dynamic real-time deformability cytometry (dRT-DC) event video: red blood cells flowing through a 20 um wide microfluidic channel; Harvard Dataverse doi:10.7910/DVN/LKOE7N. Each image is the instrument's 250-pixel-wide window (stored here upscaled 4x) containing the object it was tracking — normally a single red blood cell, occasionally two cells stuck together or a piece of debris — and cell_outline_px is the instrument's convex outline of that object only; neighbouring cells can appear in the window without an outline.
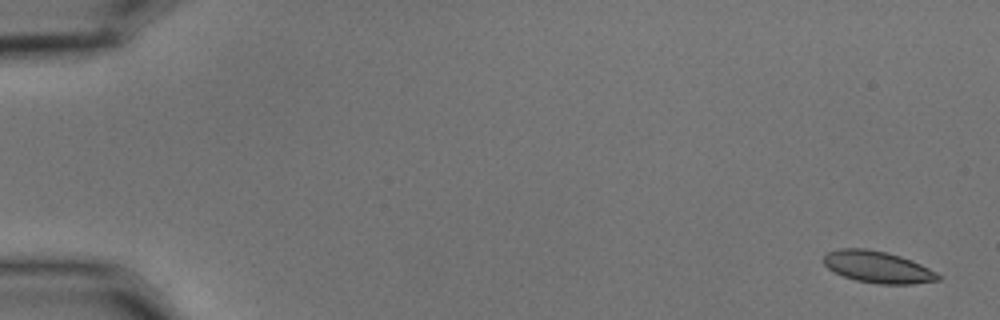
{"species": "common noctule bat (a hibernating species)", "species_latin": "Nyctalus noctula", "temperature_condition": "cold", "stored_images_in_passage": 56, "camera_frame_rate_fps": 3000, "um_per_image_px": 0.085, "animal": {"sex": "male", "body_mass_g": 15.6}, "frame": {"image": 1, "passage_image": 1, "time_ms": 0.0, "image_size_px": [1000, 320], "cell_outline_px": [[940, 280], [912, 284], [880, 284], [856, 280], [844, 276], [828, 268], [824, 264], [824, 256], [828, 252], [840, 248], [868, 248], [900, 256], [912, 260], [936, 272], [940, 276]], "centroid_in_image_um": [74.61, 22.69], "position_along_channel_um": 10.4, "area_um2": 20.98}}
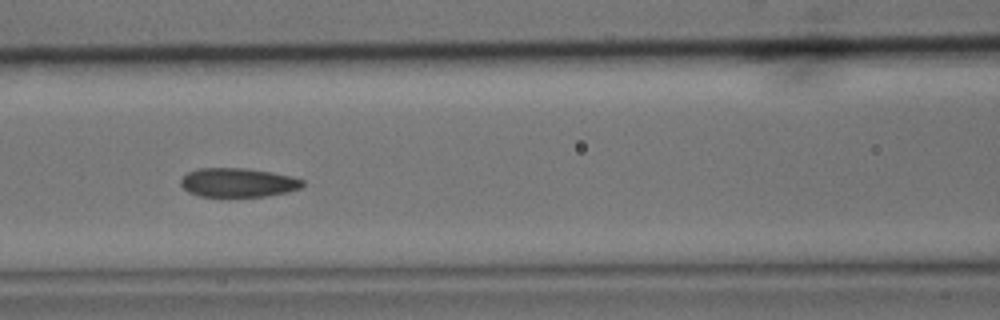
{"frame": {"image": 2, "passage_image": 25, "time_ms": 8.0, "image_size_px": [1000, 320], "cell_outline_px": [[304, 184], [300, 188], [288, 192], [264, 196], [200, 196], [188, 192], [180, 184], [180, 180], [188, 172], [196, 168], [248, 168], [272, 172], [292, 176], [304, 180]], "centroid_in_image_um": [20.24, 15.5], "position_along_channel_um": 146.4, "area_um2": 20.63}}
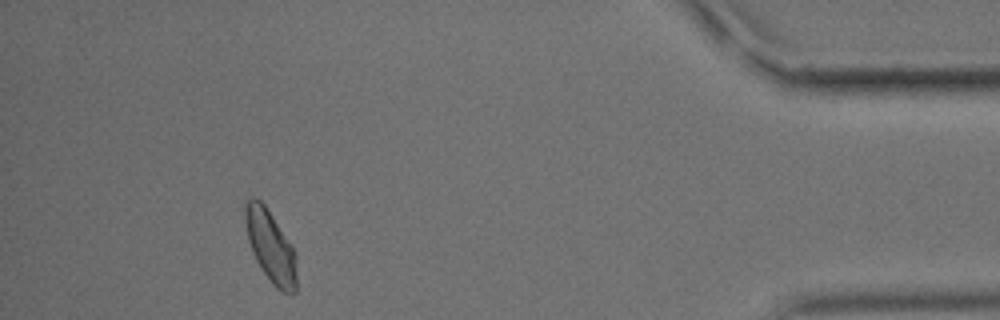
{"frame": {"image": 3, "passage_image": 52, "time_ms": 17.0, "image_size_px": [1000, 320], "cell_outline_px": [[296, 292], [292, 296], [288, 296], [280, 292], [272, 284], [256, 260], [252, 252], [248, 240], [244, 220], [244, 200], [252, 196], [256, 196], [264, 204], [292, 244], [296, 256]], "centroid_in_image_um": [22.99, 20.94], "position_along_channel_um": 412.2, "area_um2": 22.08}, "authors_computed_cell_mechanics": {"area_um2": 21.2126, "velocity_mm_per_s": 3.5306, "shape_relaxation_time_tau1_ms": 4.8526, "shape_relaxation_time_tau2_ms": 1.5043, "deformation_change_tau1": 0.1007, "deformation_change_tau2": 0.0525}}